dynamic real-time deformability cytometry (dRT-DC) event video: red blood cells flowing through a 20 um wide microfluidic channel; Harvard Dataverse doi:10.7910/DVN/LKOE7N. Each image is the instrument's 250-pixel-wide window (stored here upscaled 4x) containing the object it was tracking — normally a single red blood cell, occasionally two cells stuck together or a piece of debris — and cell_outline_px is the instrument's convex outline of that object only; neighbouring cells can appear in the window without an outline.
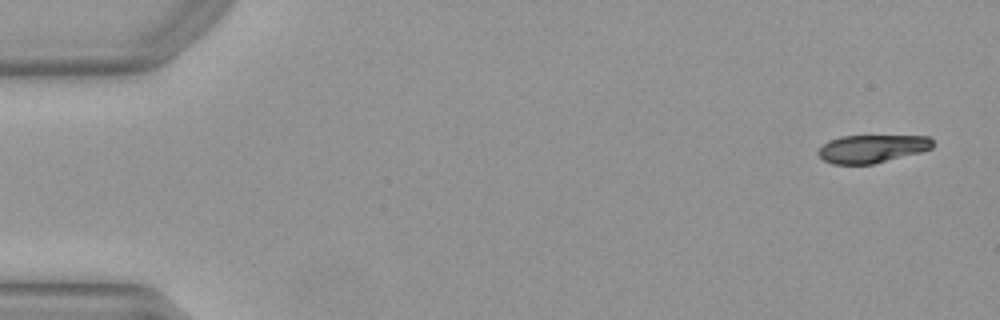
{"species": "Egyptian fruit bat (a non-hibernating species)", "species_latin": "Rousettus aegyptiacus", "temperature_condition": "warm", "stored_images_in_passage": 9, "camera_frame_rate_fps": 3000, "um_per_image_px": 0.085, "animal": {"sex": "female"}, "frame": {"image": 1, "passage_image": 1, "time_ms": 0.0, "image_size_px": [1000, 320], "cell_outline_px": [[936, 144], [932, 148], [920, 152], [872, 164], [832, 164], [824, 160], [816, 152], [828, 140], [840, 136], [928, 136]], "centroid_in_image_um": [74.12, 12.63], "position_along_channel_um": 10.9, "area_um2": 18.61}}